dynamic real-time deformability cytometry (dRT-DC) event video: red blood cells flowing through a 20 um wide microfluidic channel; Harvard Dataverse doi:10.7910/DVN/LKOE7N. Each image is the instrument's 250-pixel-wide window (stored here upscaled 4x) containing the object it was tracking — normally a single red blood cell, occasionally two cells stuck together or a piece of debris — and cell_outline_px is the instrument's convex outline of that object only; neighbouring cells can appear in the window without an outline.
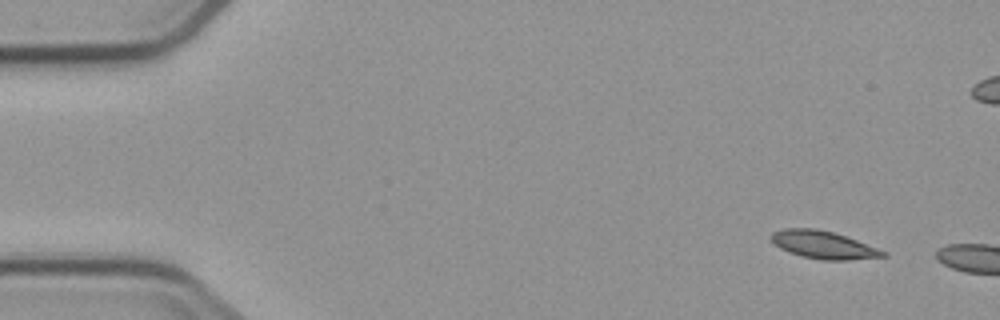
{"species": "common noctule bat (a hibernating species)", "species_latin": "Nyctalus noctula", "temperature_condition": "cold", "stored_images_in_passage": 4, "camera_frame_rate_fps": 3000, "um_per_image_px": 0.085, "animal": {"sex": "male", "body_mass_g": 23.1, "forearm_length_mm": 52.7}, "frame": {"image": 1, "passage_image": 2, "time_ms": 1.333, "image_size_px": [1000, 320], "cell_outline_px": [[888, 256], [848, 260], [820, 260], [800, 256], [788, 252], [780, 248], [768, 236], [772, 232], [784, 228], [816, 228], [832, 232], [856, 240], [888, 252]], "centroid_in_image_um": [69.97, 20.81], "position_along_channel_um": 15.0, "area_um2": 18.09}}